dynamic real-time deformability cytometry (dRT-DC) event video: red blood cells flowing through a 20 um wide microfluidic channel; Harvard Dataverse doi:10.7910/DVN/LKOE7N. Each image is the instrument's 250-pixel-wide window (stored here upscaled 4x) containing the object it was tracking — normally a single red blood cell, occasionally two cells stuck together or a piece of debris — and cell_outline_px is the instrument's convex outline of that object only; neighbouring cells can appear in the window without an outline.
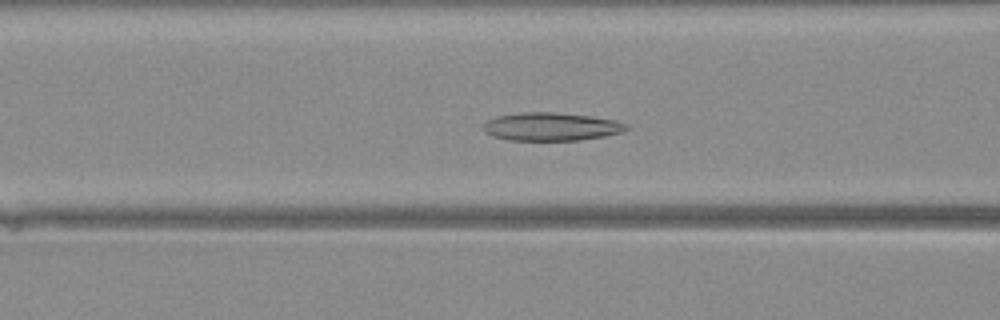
{"species": "Egyptian fruit bat (a non-hibernating species)", "species_latin": "Rousettus aegyptiacus", "temperature_condition": "warm", "stored_images_in_passage": 41, "camera_frame_rate_fps": 3000, "um_per_image_px": 0.085, "animal": {"sex": "female"}, "frame": {"image": 1, "passage_image": 15, "time_ms": 4.667, "image_size_px": [1000, 320], "cell_outline_px": [[628, 128], [620, 132], [604, 136], [580, 140], [508, 140], [492, 136], [484, 132], [484, 124], [488, 120], [496, 116], [524, 112], [552, 112], [592, 116], [616, 120], [628, 124]], "centroid_in_image_um": [46.84, 10.76], "position_along_channel_um": 119.8, "area_um2": 23.41}}
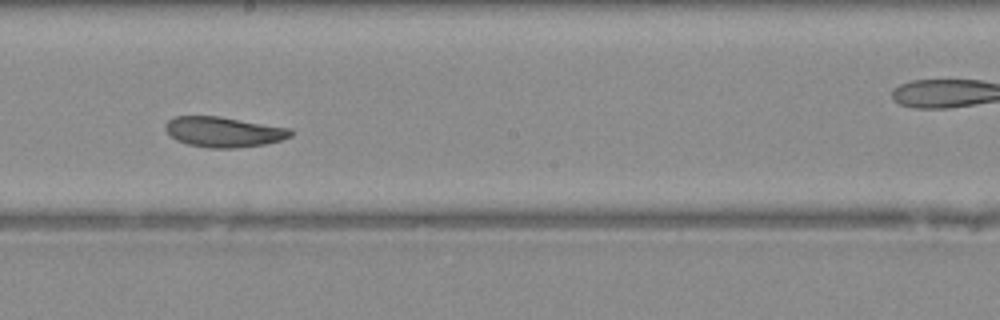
{"frame": {"image": 2, "passage_image": 22, "time_ms": 7.0, "image_size_px": [1000, 320], "cell_outline_px": [[292, 136], [280, 140], [264, 144], [236, 148], [208, 148], [188, 144], [176, 140], [164, 128], [164, 124], [168, 120], [176, 116], [220, 116], [292, 128]], "centroid_in_image_um": [19.02, 11.2], "position_along_channel_um": 229.2, "area_um2": 22.2}}
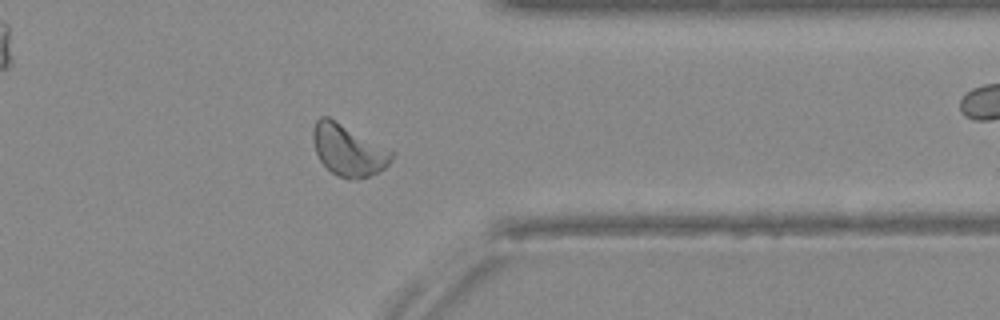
{"frame": {"image": 3, "passage_image": 32, "time_ms": 10.333, "image_size_px": [1000, 320], "cell_outline_px": [[396, 152], [392, 160], [380, 172], [368, 176], [352, 180], [336, 176], [320, 160], [316, 152], [312, 140], [312, 132], [316, 120], [320, 116], [328, 116]], "centroid_in_image_um": [29.62, 12.76], "position_along_channel_um": 381.8, "area_um2": 23.7}}